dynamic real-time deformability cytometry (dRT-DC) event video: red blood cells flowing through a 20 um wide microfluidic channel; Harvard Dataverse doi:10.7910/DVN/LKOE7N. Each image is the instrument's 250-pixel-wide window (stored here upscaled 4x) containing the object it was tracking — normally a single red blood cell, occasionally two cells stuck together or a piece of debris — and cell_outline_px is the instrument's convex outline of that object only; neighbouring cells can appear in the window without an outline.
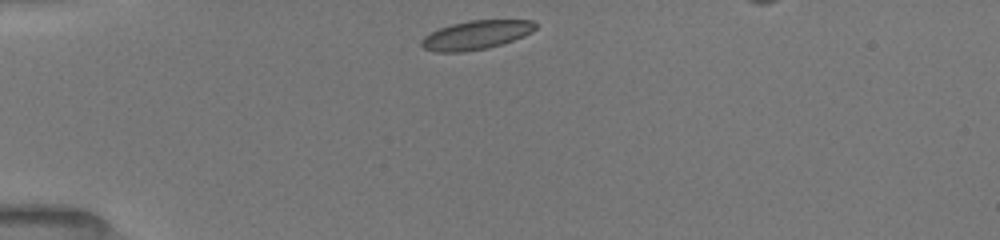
{"species": "common noctule bat (a hibernating species)", "species_latin": "Nyctalus noctula", "temperature_condition": "room temperature", "stored_images_in_passage": 36, "camera_frame_rate_fps": 3000, "um_per_image_px": 0.085, "animal": {"sex": "female", "body_mass_g": 19.5, "forearm_length_mm": 54.1}, "frame": {"image": 1, "passage_image": 1, "time_ms": 0.0, "image_size_px": [1000, 240], "cell_outline_px": [[536, 28], [532, 32], [524, 36], [488, 48], [464, 52], [436, 52], [424, 48], [420, 44], [420, 40], [424, 36], [440, 28], [452, 24], [472, 20], [532, 20], [536, 24]], "centroid_in_image_um": [40.46, 2.98], "position_along_channel_um": 44.5, "area_um2": 19.07}}
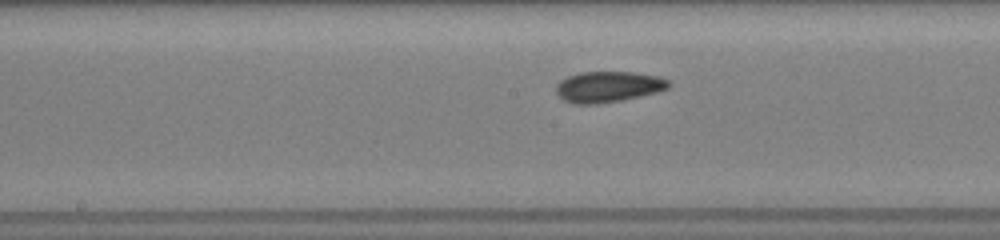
{"frame": {"image": 2, "passage_image": 15, "time_ms": 4.667, "image_size_px": [1000, 240], "cell_outline_px": [[672, 84], [668, 88], [656, 92], [640, 96], [620, 100], [596, 104], [572, 104], [564, 100], [556, 92], [556, 84], [560, 80], [568, 76], [580, 72], [632, 72], [660, 76], [668, 80]], "centroid_in_image_um": [51.69, 7.37], "position_along_channel_um": 196.5, "area_um2": 20.29}}
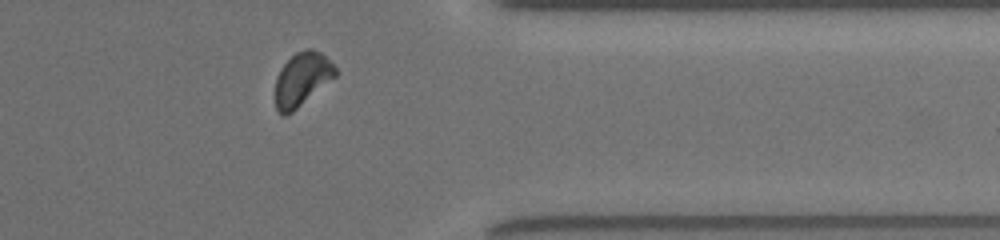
{"frame": {"image": 3, "passage_image": 30, "time_ms": 9.667, "image_size_px": [1000, 240], "cell_outline_px": [[336, 76], [292, 112], [284, 116], [276, 108], [276, 76], [280, 68], [296, 52], [308, 48], [312, 48], [320, 52], [336, 68]], "centroid_in_image_um": [25.66, 6.72], "position_along_channel_um": 385.7, "area_um2": 18.38}}